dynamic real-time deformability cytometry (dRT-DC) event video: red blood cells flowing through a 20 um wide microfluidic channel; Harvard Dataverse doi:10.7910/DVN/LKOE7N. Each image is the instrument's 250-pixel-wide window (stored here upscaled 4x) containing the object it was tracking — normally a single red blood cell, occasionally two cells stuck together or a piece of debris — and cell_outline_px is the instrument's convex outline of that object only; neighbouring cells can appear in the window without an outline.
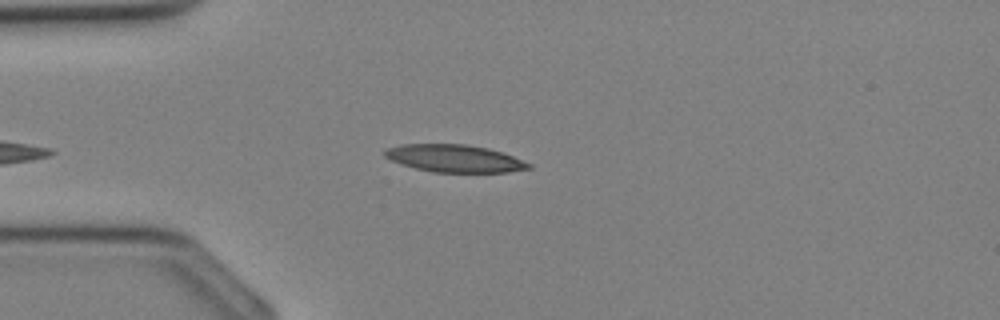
{"species": "Egyptian fruit bat (a non-hibernating species)", "species_latin": "Rousettus aegyptiacus", "temperature_condition": "cold", "stored_images_in_passage": 26, "camera_frame_rate_fps": 3000, "um_per_image_px": 0.085, "animal": {"sex": "female"}, "frame": {"image": 1, "passage_image": 2, "time_ms": 0.333, "image_size_px": [1000, 320], "cell_outline_px": [[532, 168], [508, 172], [432, 172], [400, 164], [384, 156], [384, 152], [388, 148], [400, 144], [468, 144], [488, 148], [512, 156], [532, 164]], "centroid_in_image_um": [38.63, 13.46], "position_along_channel_um": 46.4, "area_um2": 22.95}}
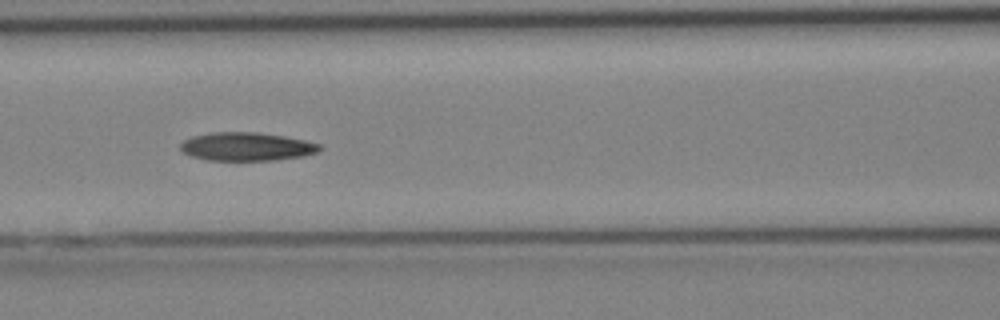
{"frame": {"image": 2, "passage_image": 8, "time_ms": 2.333, "image_size_px": [1000, 320], "cell_outline_px": [[320, 148], [316, 152], [304, 156], [276, 160], [208, 160], [192, 156], [184, 152], [180, 148], [180, 144], [184, 140], [192, 136], [212, 132], [256, 132], [284, 136], [304, 140], [320, 144]], "centroid_in_image_um": [20.95, 12.46], "position_along_channel_um": 145.7, "area_um2": 22.89}}
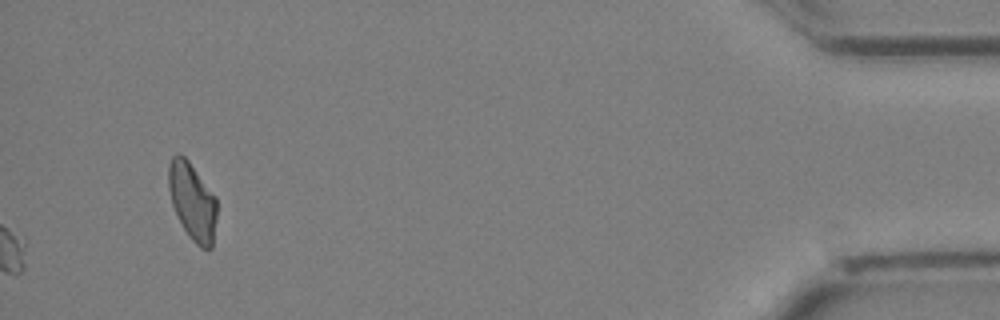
{"frame": {"image": 3, "passage_image": 26, "time_ms": 8.333, "image_size_px": [1000, 320], "cell_outline_px": [[216, 220], [212, 248], [200, 248], [188, 236], [172, 204], [168, 188], [168, 164], [172, 156], [184, 156], [188, 160], [216, 196]], "centroid_in_image_um": [16.36, 17.12], "position_along_channel_um": 418.8, "area_um2": 21.62}}